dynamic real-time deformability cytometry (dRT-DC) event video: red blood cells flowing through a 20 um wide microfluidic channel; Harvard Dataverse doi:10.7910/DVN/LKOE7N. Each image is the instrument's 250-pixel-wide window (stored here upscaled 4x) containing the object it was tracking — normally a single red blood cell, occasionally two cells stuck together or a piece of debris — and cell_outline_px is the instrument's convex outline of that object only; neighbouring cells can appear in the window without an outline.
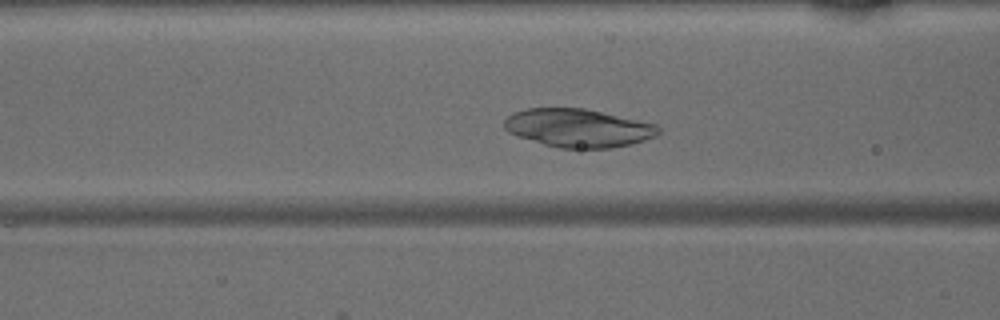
{"species": "common noctule bat (a hibernating species)", "species_latin": "Nyctalus noctula", "temperature_condition": "warm", "stored_images_in_passage": 49, "camera_frame_rate_fps": 3000, "um_per_image_px": 0.085, "animal": {"sex": "male", "body_mass_g": 15.6}, "frame": {"image": 1, "passage_image": 19, "time_ms": 6.0, "image_size_px": [1000, 320], "cell_outline_px": [[660, 132], [656, 136], [632, 144], [612, 148], [560, 148], [544, 144], [516, 136], [508, 132], [504, 128], [504, 120], [512, 112], [528, 108], [584, 108], [656, 124], [660, 128]], "centroid_in_image_um": [49.13, 10.88], "position_along_channel_um": 117.5, "area_um2": 34.45}}
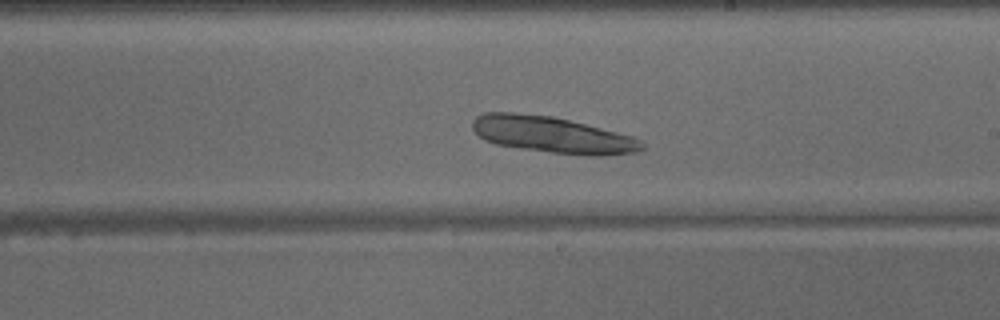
{"frame": {"image": 2, "passage_image": 28, "time_ms": 9.0, "image_size_px": [1000, 320], "cell_outline_px": [[644, 148], [636, 152], [600, 156], [588, 156], [552, 152], [520, 148], [496, 144], [484, 140], [472, 128], [472, 120], [476, 116], [484, 112], [512, 112], [552, 116], [632, 136], [640, 140], [644, 144]], "centroid_in_image_um": [46.92, 11.45], "position_along_channel_um": 242.1, "area_um2": 35.72}}
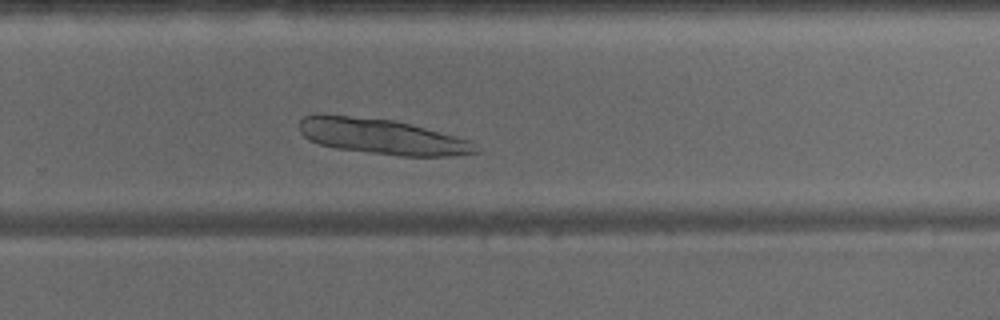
{"frame": {"image": 3, "passage_image": 32, "time_ms": 10.333, "image_size_px": [1000, 320], "cell_outline_px": [[480, 152], [452, 156], [400, 156], [336, 148], [320, 144], [308, 140], [300, 132], [300, 120], [304, 116], [312, 112], [320, 112], [392, 120], [456, 136], [468, 140], [480, 148]], "centroid_in_image_um": [32.4, 11.59], "position_along_channel_um": 297.4, "area_um2": 36.65}}